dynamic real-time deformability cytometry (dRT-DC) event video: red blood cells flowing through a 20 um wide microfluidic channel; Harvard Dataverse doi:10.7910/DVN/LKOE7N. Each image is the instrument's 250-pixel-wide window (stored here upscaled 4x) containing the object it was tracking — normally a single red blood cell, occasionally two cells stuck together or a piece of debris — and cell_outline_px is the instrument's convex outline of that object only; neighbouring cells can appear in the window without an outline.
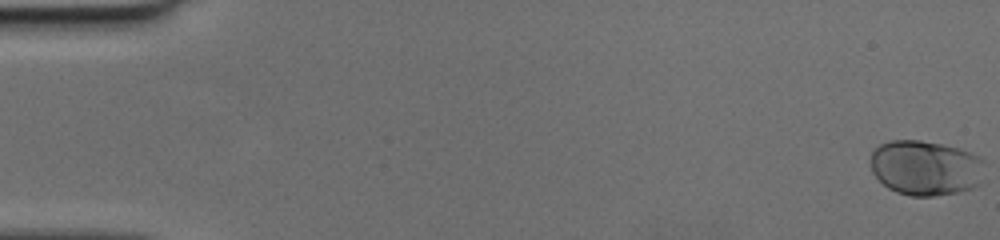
{"species": "human", "species_latin": "Homo sapiens", "temperature_condition": "cold", "stored_images_in_passage": 12, "camera_frame_rate_fps": 3000, "um_per_image_px": 0.085, "donor": {"sex": "female"}, "frame": {"image": 1, "passage_image": 1, "time_ms": 0.0, "image_size_px": [1000, 240], "cell_outline_px": [[984, 160], [976, 184], [972, 188], [956, 192], [932, 196], [912, 196], [896, 192], [888, 188], [872, 172], [872, 152], [880, 144], [892, 140], [920, 140], [944, 144], [960, 148], [980, 156]], "centroid_in_image_um": [78.65, 14.25], "position_along_channel_um": 6.4, "area_um2": 36.24}}